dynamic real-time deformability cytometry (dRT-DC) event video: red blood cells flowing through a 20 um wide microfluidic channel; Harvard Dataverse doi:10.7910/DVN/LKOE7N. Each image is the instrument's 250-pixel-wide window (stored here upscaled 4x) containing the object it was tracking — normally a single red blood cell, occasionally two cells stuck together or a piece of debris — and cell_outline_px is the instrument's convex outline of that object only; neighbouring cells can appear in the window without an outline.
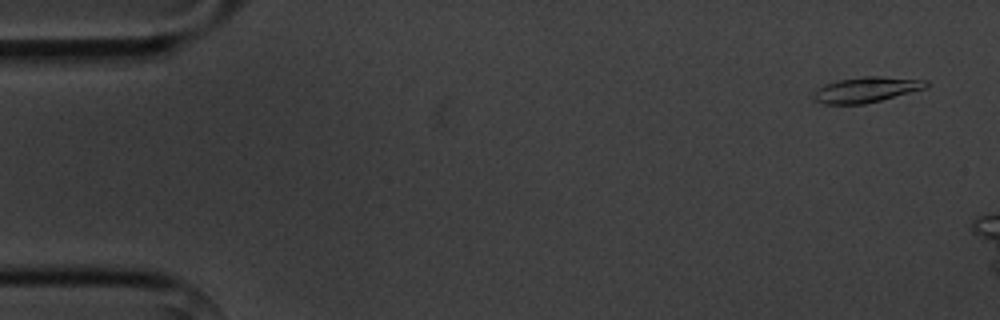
{"species": "common noctule bat (a hibernating species)", "species_latin": "Nyctalus noctula", "temperature_condition": "cold", "stored_images_in_passage": 6, "camera_frame_rate_fps": 3000, "um_per_image_px": 0.085, "animal": {"sex": "male", "body_mass_g": 20.1, "forearm_length_mm": 53.5}, "frame": {"image": 1, "passage_image": 1, "time_ms": 0.0, "image_size_px": [1000, 320], "cell_outline_px": [[928, 84], [924, 88], [880, 100], [864, 104], [824, 104], [816, 100], [812, 96], [812, 92], [816, 88], [824, 84], [840, 80], [864, 76], [876, 76], [928, 80]], "centroid_in_image_um": [73.57, 7.62], "position_along_channel_um": 11.4, "area_um2": 16.47}}
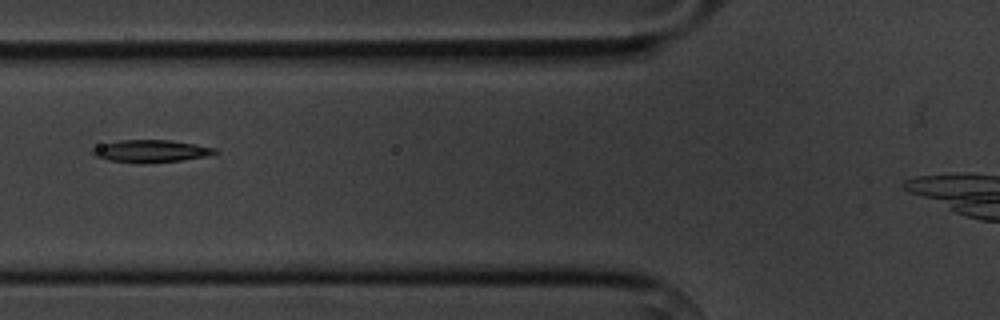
{"frame": {"image": 2, "passage_image": 6, "time_ms": 6.0, "image_size_px": [1000, 320], "cell_outline_px": [[216, 152], [204, 156], [180, 160], [144, 164], [136, 164], [108, 160], [96, 156], [92, 152], [92, 148], [104, 144], [120, 140], [168, 140], [196, 144], [216, 148]], "centroid_in_image_um": [12.78, 12.85], "position_along_channel_um": 113.0, "area_um2": 15.84}}